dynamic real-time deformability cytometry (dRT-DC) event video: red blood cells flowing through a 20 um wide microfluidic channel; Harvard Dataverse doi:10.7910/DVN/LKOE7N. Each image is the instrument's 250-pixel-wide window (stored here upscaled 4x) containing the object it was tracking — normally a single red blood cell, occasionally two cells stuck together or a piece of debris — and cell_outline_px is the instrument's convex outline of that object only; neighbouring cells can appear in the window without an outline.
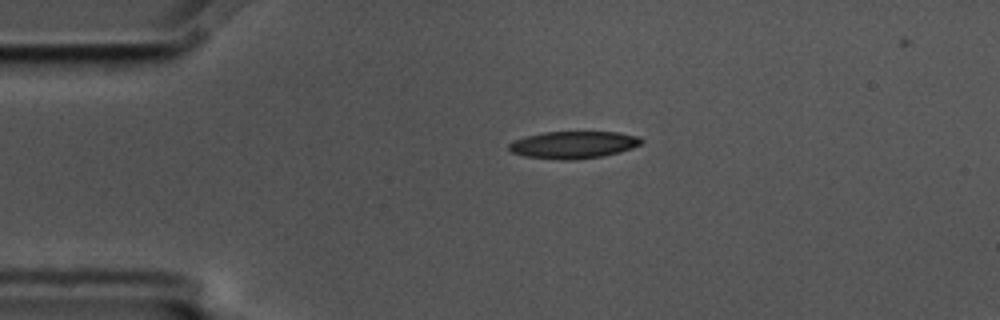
{"species": "common noctule bat (a hibernating species)", "species_latin": "Nyctalus noctula", "temperature_condition": "cold", "stored_images_in_passage": 3, "camera_frame_rate_fps": 3000, "um_per_image_px": 0.085, "animal": {"sex": "male", "body_mass_g": 17.5, "forearm_length_mm": 52.3}, "frame": {"image": 1, "passage_image": 1, "time_ms": 0.0, "image_size_px": [1000, 320], "cell_outline_px": [[644, 140], [640, 144], [632, 148], [620, 152], [604, 156], [576, 160], [560, 160], [524, 156], [512, 152], [508, 148], [508, 144], [516, 140], [528, 136], [544, 132], [620, 132], [636, 136]], "centroid_in_image_um": [48.76, 12.32], "position_along_channel_um": 36.2, "area_um2": 20.98}}
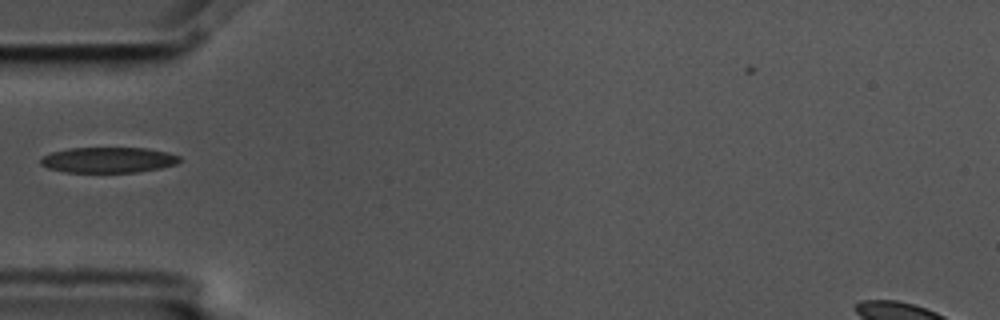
{"frame": {"image": 2, "passage_image": 3, "time_ms": 0.667, "image_size_px": [1000, 320], "cell_outline_px": [[180, 160], [176, 164], [160, 168], [136, 172], [64, 172], [48, 168], [40, 164], [40, 160], [44, 156], [52, 152], [68, 148], [148, 148], [168, 152], [180, 156]], "centroid_in_image_um": [9.21, 13.59], "position_along_channel_um": 75.8, "area_um2": 20.69}}